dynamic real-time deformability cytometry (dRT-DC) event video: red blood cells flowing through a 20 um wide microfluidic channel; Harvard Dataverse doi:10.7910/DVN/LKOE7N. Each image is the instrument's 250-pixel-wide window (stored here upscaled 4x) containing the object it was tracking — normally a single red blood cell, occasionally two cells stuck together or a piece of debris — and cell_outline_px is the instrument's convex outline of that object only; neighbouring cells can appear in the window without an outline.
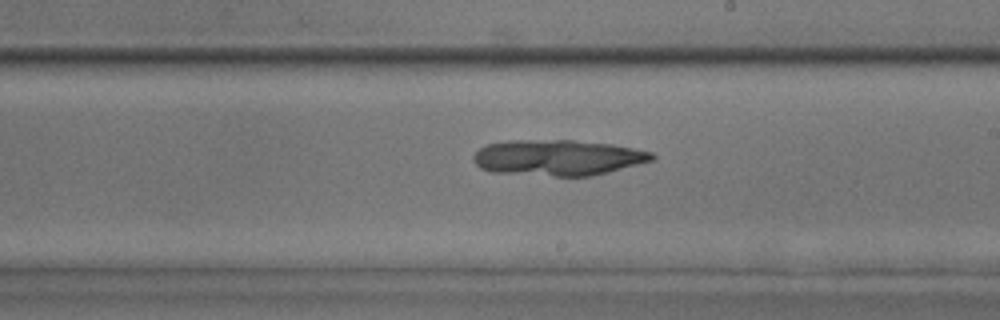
{"species": "common noctule bat (a hibernating species)", "species_latin": "Nyctalus noctula", "temperature_condition": "room temperature", "stored_images_in_passage": 46, "camera_frame_rate_fps": 3000, "um_per_image_px": 0.085, "animal": {"sex": "male", "body_mass_g": 17.9, "forearm_length_mm": 54.2}, "frame": {"image": 1, "passage_image": 27, "time_ms": 8.667, "image_size_px": [1000, 320], "cell_outline_px": [[656, 156], [652, 160], [608, 172], [588, 176], [556, 176], [492, 172], [480, 168], [472, 160], [472, 156], [480, 148], [488, 144], [508, 140], [572, 140], [612, 144], [652, 152]], "centroid_in_image_um": [47.38, 13.39], "position_along_channel_um": 241.6, "area_um2": 37.11}}
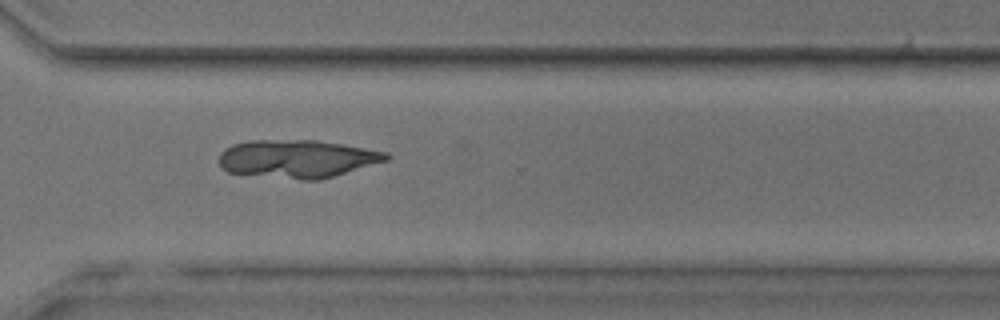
{"frame": {"image": 2, "passage_image": 35, "time_ms": 11.333, "image_size_px": [1000, 320], "cell_outline_px": [[392, 156], [388, 160], [320, 180], [300, 180], [228, 172], [220, 168], [220, 152], [224, 148], [232, 144], [248, 140], [316, 140], [388, 152]], "centroid_in_image_um": [25.25, 13.49], "position_along_channel_um": 345.4, "area_um2": 37.11}}
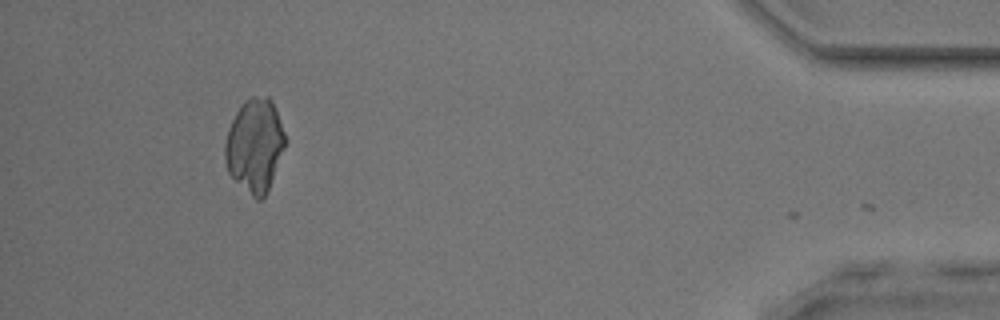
{"frame": {"image": 3, "passage_image": 45, "time_ms": 14.667, "image_size_px": [1000, 320], "cell_outline_px": [[288, 140], [268, 192], [260, 200], [256, 200], [228, 172], [224, 160], [224, 144], [228, 128], [236, 112], [244, 100], [252, 96], [268, 96], [276, 112]], "centroid_in_image_um": [21.66, 12.37], "position_along_channel_um": 413.5, "area_um2": 32.83}}